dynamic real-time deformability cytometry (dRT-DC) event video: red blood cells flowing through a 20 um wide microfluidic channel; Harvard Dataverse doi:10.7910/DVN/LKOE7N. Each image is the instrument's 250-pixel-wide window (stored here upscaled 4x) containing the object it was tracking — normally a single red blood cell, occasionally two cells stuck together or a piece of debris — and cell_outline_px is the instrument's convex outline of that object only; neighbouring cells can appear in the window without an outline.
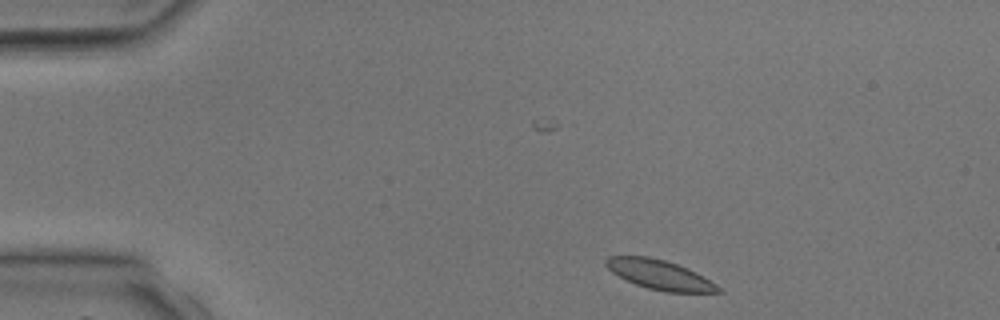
{"species": "common noctule bat (a hibernating species)", "species_latin": "Nyctalus noctula", "temperature_condition": "room temperature", "stored_images_in_passage": 3, "camera_frame_rate_fps": 3000, "um_per_image_px": 0.085, "animal": {"sex": "male", "body_mass_g": 17.9, "forearm_length_mm": 54.2}, "frame": {"image": 1, "passage_image": 1, "time_ms": 0.0, "image_size_px": [1000, 320], "cell_outline_px": [[724, 292], [664, 292], [648, 288], [636, 284], [612, 272], [604, 264], [604, 260], [608, 256], [648, 256], [664, 260], [676, 264], [696, 272], [704, 276], [716, 284]], "centroid_in_image_um": [56.07, 23.35], "position_along_channel_um": 28.9, "area_um2": 19.13}}